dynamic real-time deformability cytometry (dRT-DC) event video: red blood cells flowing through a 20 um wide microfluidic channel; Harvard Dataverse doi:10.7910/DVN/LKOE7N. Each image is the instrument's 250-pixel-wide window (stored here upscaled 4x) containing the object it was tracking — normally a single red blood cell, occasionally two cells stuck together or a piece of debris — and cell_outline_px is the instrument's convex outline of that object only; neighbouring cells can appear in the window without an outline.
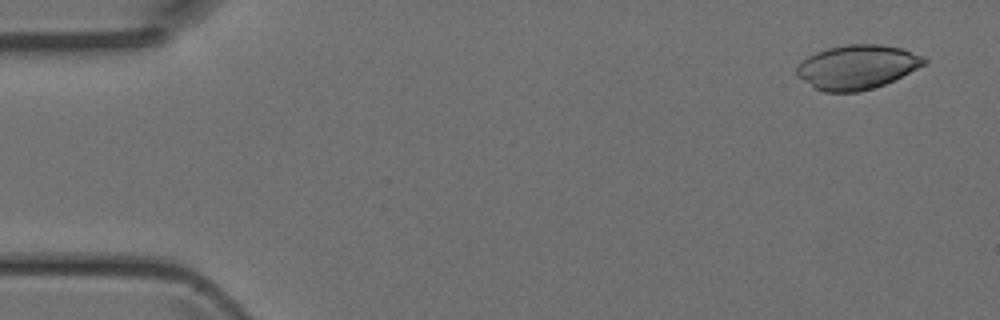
{"species": "Egyptian fruit bat (a non-hibernating species)", "species_latin": "Rousettus aegyptiacus", "temperature_condition": "room temperature", "stored_images_in_passage": 5, "camera_frame_rate_fps": 3000, "um_per_image_px": 0.085, "animal": {"sex": "female"}, "frame": {"image": 1, "passage_image": 1, "time_ms": 0.0, "image_size_px": [1000, 320], "cell_outline_px": [[928, 60], [924, 64], [884, 84], [872, 88], [856, 92], [824, 92], [816, 88], [796, 76], [796, 68], [808, 56], [816, 52], [828, 48], [848, 44], [880, 44], [900, 48], [924, 56]], "centroid_in_image_um": [72.83, 5.69], "position_along_channel_um": 12.2, "area_um2": 32.37}}